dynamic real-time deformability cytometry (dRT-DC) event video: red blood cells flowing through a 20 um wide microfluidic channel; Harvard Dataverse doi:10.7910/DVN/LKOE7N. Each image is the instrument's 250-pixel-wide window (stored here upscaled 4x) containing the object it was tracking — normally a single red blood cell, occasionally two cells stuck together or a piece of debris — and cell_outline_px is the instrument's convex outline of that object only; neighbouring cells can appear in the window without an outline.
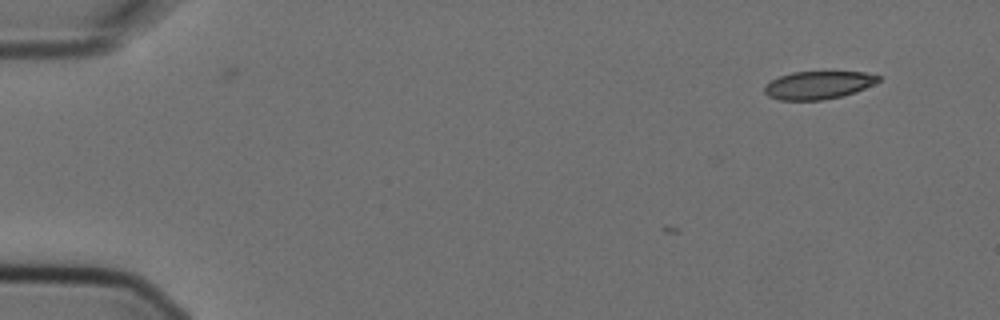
{"species": "Egyptian fruit bat (a non-hibernating species)", "species_latin": "Rousettus aegyptiacus", "temperature_condition": "cold", "stored_images_in_passage": 2, "camera_frame_rate_fps": 3000, "um_per_image_px": 0.085, "animal": {"sex": "female"}, "frame": {"image": 1, "passage_image": 2, "time_ms": 0.333, "image_size_px": [1000, 320], "cell_outline_px": [[880, 80], [856, 92], [844, 96], [824, 100], [780, 100], [768, 96], [764, 92], [764, 88], [772, 80], [780, 76], [792, 72], [864, 72], [880, 76]], "centroid_in_image_um": [69.55, 7.24], "position_along_channel_um": 15.4, "area_um2": 18.44}}